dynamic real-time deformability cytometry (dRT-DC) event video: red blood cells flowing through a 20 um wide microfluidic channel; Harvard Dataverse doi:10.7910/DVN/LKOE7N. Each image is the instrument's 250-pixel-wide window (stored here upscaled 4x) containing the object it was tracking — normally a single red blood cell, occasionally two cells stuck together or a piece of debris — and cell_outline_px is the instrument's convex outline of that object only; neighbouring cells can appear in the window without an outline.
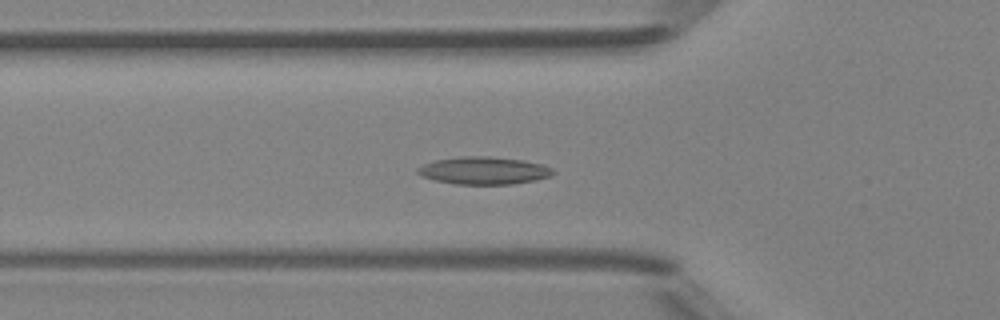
{"species": "Egyptian fruit bat (a non-hibernating species)", "species_latin": "Rousettus aegyptiacus", "temperature_condition": "room temperature", "stored_images_in_passage": 49, "camera_frame_rate_fps": 3000, "um_per_image_px": 0.085, "animal": {"sex": "female"}, "frame": {"image": 1, "passage_image": 17, "time_ms": 5.333, "image_size_px": [1000, 320], "cell_outline_px": [[556, 172], [548, 176], [536, 180], [512, 184], [456, 184], [436, 180], [420, 176], [416, 172], [416, 168], [424, 164], [436, 160], [460, 156], [488, 156], [524, 160], [540, 164], [552, 168]], "centroid_in_image_um": [41.1, 14.49], "position_along_channel_um": 84.7, "area_um2": 21.68}}
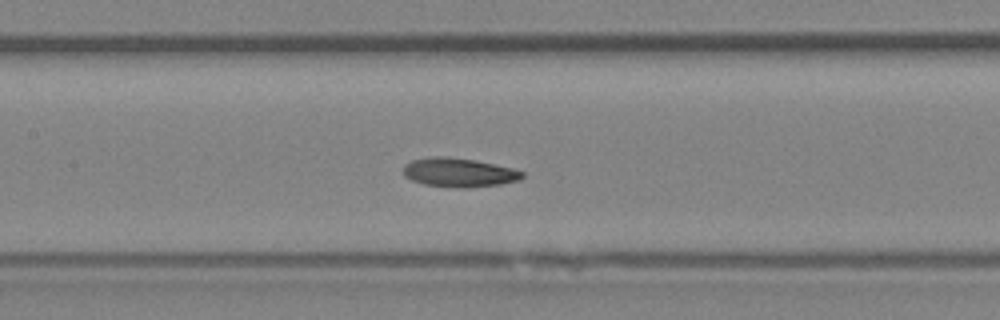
{"frame": {"image": 2, "passage_image": 23, "time_ms": 7.333, "image_size_px": [1000, 320], "cell_outline_px": [[524, 176], [516, 180], [500, 184], [468, 188], [456, 188], [424, 184], [412, 180], [404, 176], [404, 164], [412, 160], [432, 156], [444, 156], [476, 160], [512, 168], [524, 172]], "centroid_in_image_um": [38.98, 14.66], "position_along_channel_um": 168.4, "area_um2": 20.06}}
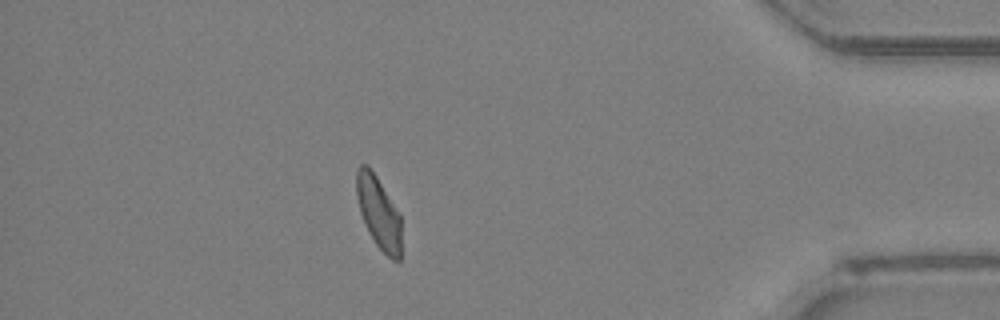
{"frame": {"image": 3, "passage_image": 43, "time_ms": 14.0, "image_size_px": [1000, 320], "cell_outline_px": [[400, 260], [392, 260], [376, 244], [368, 232], [360, 212], [356, 196], [356, 168], [360, 164], [368, 164], [376, 176], [400, 216]], "centroid_in_image_um": [32.14, 18.03], "position_along_channel_um": 403.1, "area_um2": 18.55}, "authors_computed_cell_mechanics": {"area_um2": 19.9988, "velocity_mm_per_s": 4.1925, "shape_relaxation_time_tau1_ms": 6.4078, "shape_relaxation_time_tau2_ms": 3.5936, "deformation_change_tau1": 0.1851, "deformation_change_tau2": 0.0979}}